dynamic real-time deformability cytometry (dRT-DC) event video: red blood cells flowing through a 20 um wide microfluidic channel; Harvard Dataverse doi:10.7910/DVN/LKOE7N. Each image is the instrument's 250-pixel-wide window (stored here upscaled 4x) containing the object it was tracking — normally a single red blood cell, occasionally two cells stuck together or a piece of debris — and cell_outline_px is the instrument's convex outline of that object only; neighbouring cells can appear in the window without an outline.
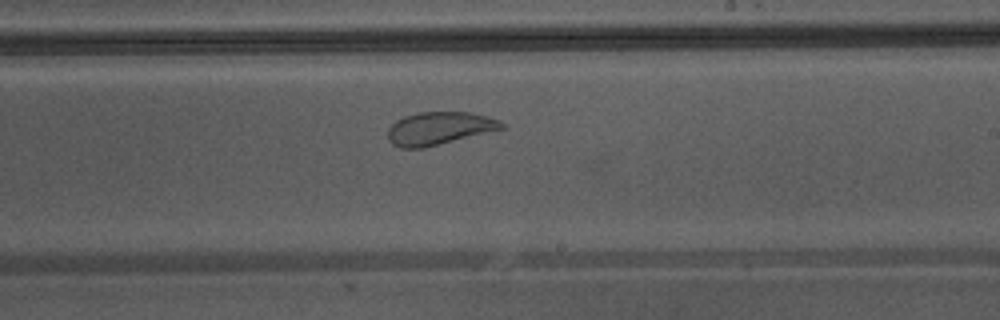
{"species": "Egyptian fruit bat (a non-hibernating species)", "species_latin": "Rousettus aegyptiacus", "temperature_condition": "warm", "stored_images_in_passage": 30, "camera_frame_rate_fps": 3000, "um_per_image_px": 0.085, "animal": {"sex": "male"}, "frame": {"image": 1, "passage_image": 18, "time_ms": 5.667, "image_size_px": [1000, 320], "cell_outline_px": [[504, 128], [424, 148], [400, 148], [392, 144], [388, 140], [388, 128], [396, 120], [404, 116], [416, 112], [468, 112], [488, 116], [500, 120], [504, 124]], "centroid_in_image_um": [37.3, 10.9], "position_along_channel_um": 251.7, "area_um2": 21.79}}